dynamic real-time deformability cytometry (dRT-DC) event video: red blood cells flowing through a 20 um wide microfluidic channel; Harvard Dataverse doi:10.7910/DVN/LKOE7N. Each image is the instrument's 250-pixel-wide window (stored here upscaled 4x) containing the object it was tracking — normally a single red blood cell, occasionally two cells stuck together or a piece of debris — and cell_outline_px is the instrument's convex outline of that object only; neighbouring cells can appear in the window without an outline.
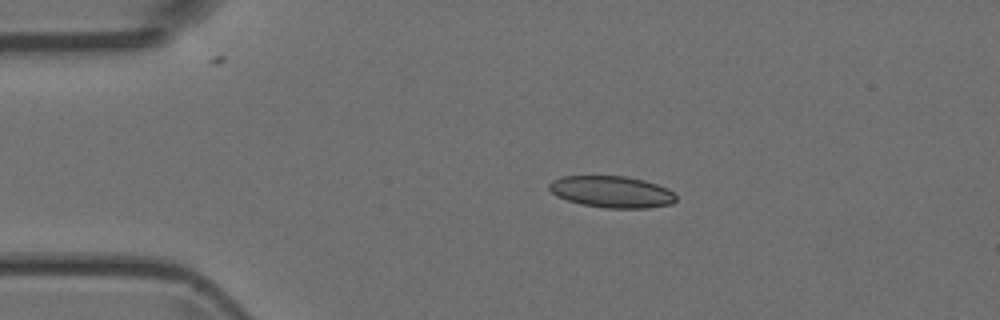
{"species": "Egyptian fruit bat (a non-hibernating species)", "species_latin": "Rousettus aegyptiacus", "temperature_condition": "room temperature", "stored_images_in_passage": 3, "camera_frame_rate_fps": 3000, "um_per_image_px": 0.085, "animal": {"sex": "female"}, "frame": {"image": 1, "passage_image": 1, "time_ms": 0.0, "image_size_px": [1000, 320], "cell_outline_px": [[676, 200], [672, 204], [648, 208], [604, 208], [580, 204], [556, 196], [548, 188], [548, 184], [552, 180], [560, 176], [624, 176], [644, 180], [668, 188], [676, 196]], "centroid_in_image_um": [51.98, 16.3], "position_along_channel_um": 33.0, "area_um2": 23.52}}
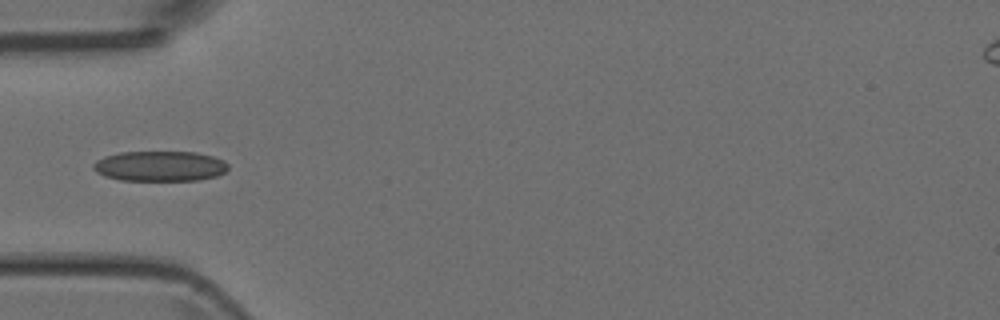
{"frame": {"image": 2, "passage_image": 3, "time_ms": 2.0, "image_size_px": [1000, 320], "cell_outline_px": [[228, 168], [224, 172], [216, 176], [200, 180], [120, 180], [104, 176], [96, 172], [92, 168], [92, 164], [96, 160], [104, 156], [120, 152], [196, 152], [212, 156], [224, 160], [228, 164]], "centroid_in_image_um": [13.57, 14.12], "position_along_channel_um": 71.4, "area_um2": 23.87}}